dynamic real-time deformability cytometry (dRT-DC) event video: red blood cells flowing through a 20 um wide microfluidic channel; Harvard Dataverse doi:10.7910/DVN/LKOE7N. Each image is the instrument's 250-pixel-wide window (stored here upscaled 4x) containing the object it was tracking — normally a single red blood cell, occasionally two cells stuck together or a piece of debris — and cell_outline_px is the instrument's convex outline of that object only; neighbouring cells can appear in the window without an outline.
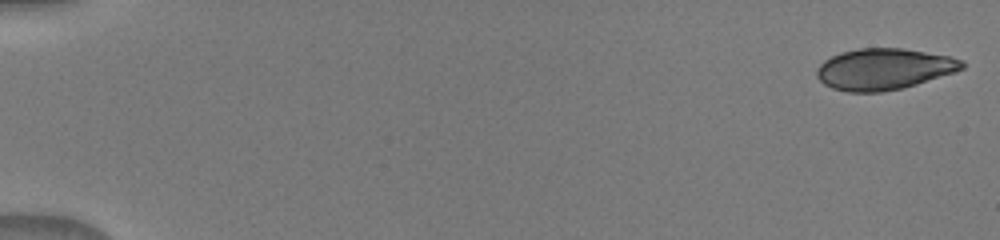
{"species": "human", "species_latin": "Homo sapiens", "temperature_condition": "warm", "stored_images_in_passage": 50, "camera_frame_rate_fps": 3000, "um_per_image_px": 0.085, "donor": {"sex": "male"}, "frame": {"image": 1, "passage_image": 1, "time_ms": 0.0, "image_size_px": [1000, 240], "cell_outline_px": [[964, 68], [956, 72], [916, 84], [900, 88], [880, 92], [848, 92], [832, 88], [824, 84], [816, 76], [816, 68], [824, 60], [840, 52], [860, 48], [904, 48], [948, 56], [964, 60]], "centroid_in_image_um": [75.12, 5.86], "position_along_channel_um": 9.9, "area_um2": 34.91}}
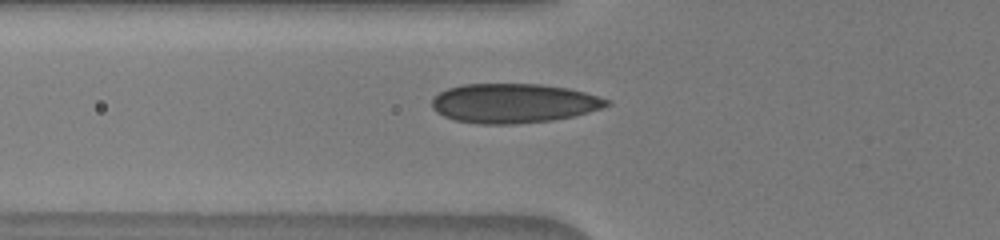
{"frame": {"image": 2, "passage_image": 19, "time_ms": 6.0, "image_size_px": [1000, 240], "cell_outline_px": [[612, 104], [588, 112], [572, 116], [552, 120], [516, 124], [480, 124], [456, 120], [444, 116], [436, 112], [432, 108], [432, 100], [440, 92], [448, 88], [464, 84], [540, 84], [568, 88], [584, 92], [612, 100]], "centroid_in_image_um": [43.67, 8.77], "position_along_channel_um": 82.1, "area_um2": 40.06}}
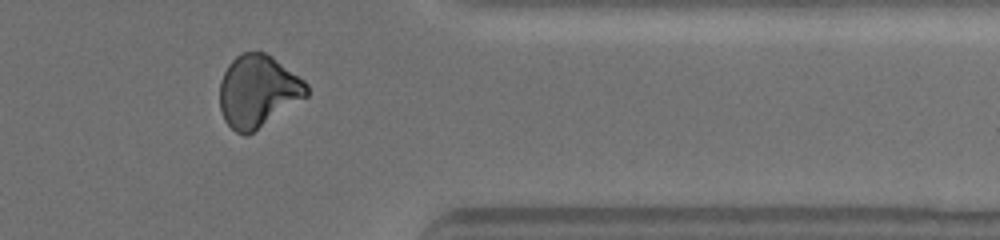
{"frame": {"image": 3, "passage_image": 42, "time_ms": 13.667, "image_size_px": [1000, 240], "cell_outline_px": [[308, 96], [252, 132], [244, 136], [236, 132], [224, 120], [220, 108], [220, 80], [228, 64], [240, 52], [264, 52], [272, 56], [304, 80], [308, 84]], "centroid_in_image_um": [21.91, 7.73], "position_along_channel_um": 389.5, "area_um2": 36.41}}